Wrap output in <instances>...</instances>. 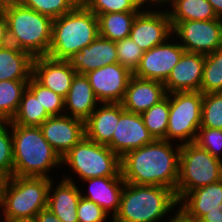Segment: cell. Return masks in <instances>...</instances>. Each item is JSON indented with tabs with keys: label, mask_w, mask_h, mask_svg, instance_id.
<instances>
[{
	"label": "cell",
	"mask_w": 222,
	"mask_h": 222,
	"mask_svg": "<svg viewBox=\"0 0 222 222\" xmlns=\"http://www.w3.org/2000/svg\"><path fill=\"white\" fill-rule=\"evenodd\" d=\"M33 59L28 52L14 45L0 47V81L30 80Z\"/></svg>",
	"instance_id": "obj_25"
},
{
	"label": "cell",
	"mask_w": 222,
	"mask_h": 222,
	"mask_svg": "<svg viewBox=\"0 0 222 222\" xmlns=\"http://www.w3.org/2000/svg\"><path fill=\"white\" fill-rule=\"evenodd\" d=\"M4 180H5V178L0 174V190L2 188Z\"/></svg>",
	"instance_id": "obj_47"
},
{
	"label": "cell",
	"mask_w": 222,
	"mask_h": 222,
	"mask_svg": "<svg viewBox=\"0 0 222 222\" xmlns=\"http://www.w3.org/2000/svg\"><path fill=\"white\" fill-rule=\"evenodd\" d=\"M4 5H5V2L3 0H0V10L3 9Z\"/></svg>",
	"instance_id": "obj_48"
},
{
	"label": "cell",
	"mask_w": 222,
	"mask_h": 222,
	"mask_svg": "<svg viewBox=\"0 0 222 222\" xmlns=\"http://www.w3.org/2000/svg\"><path fill=\"white\" fill-rule=\"evenodd\" d=\"M77 74L86 73L118 63L116 42L98 36L91 44L85 46L68 59Z\"/></svg>",
	"instance_id": "obj_18"
},
{
	"label": "cell",
	"mask_w": 222,
	"mask_h": 222,
	"mask_svg": "<svg viewBox=\"0 0 222 222\" xmlns=\"http://www.w3.org/2000/svg\"><path fill=\"white\" fill-rule=\"evenodd\" d=\"M173 145L168 140L155 139L125 153L120 158L125 183L167 187L176 194L181 145Z\"/></svg>",
	"instance_id": "obj_1"
},
{
	"label": "cell",
	"mask_w": 222,
	"mask_h": 222,
	"mask_svg": "<svg viewBox=\"0 0 222 222\" xmlns=\"http://www.w3.org/2000/svg\"><path fill=\"white\" fill-rule=\"evenodd\" d=\"M100 103H121L133 72L113 63L85 74Z\"/></svg>",
	"instance_id": "obj_12"
},
{
	"label": "cell",
	"mask_w": 222,
	"mask_h": 222,
	"mask_svg": "<svg viewBox=\"0 0 222 222\" xmlns=\"http://www.w3.org/2000/svg\"><path fill=\"white\" fill-rule=\"evenodd\" d=\"M29 80L0 81V120L10 121L18 110Z\"/></svg>",
	"instance_id": "obj_29"
},
{
	"label": "cell",
	"mask_w": 222,
	"mask_h": 222,
	"mask_svg": "<svg viewBox=\"0 0 222 222\" xmlns=\"http://www.w3.org/2000/svg\"><path fill=\"white\" fill-rule=\"evenodd\" d=\"M139 12H114L98 14L99 36L112 41L128 38L136 15Z\"/></svg>",
	"instance_id": "obj_27"
},
{
	"label": "cell",
	"mask_w": 222,
	"mask_h": 222,
	"mask_svg": "<svg viewBox=\"0 0 222 222\" xmlns=\"http://www.w3.org/2000/svg\"><path fill=\"white\" fill-rule=\"evenodd\" d=\"M0 209H1V206H0ZM0 215H1V214H0ZM0 220L3 221V222H5V220H4V219L2 220L1 217H0ZM1 221H0V222H1Z\"/></svg>",
	"instance_id": "obj_51"
},
{
	"label": "cell",
	"mask_w": 222,
	"mask_h": 222,
	"mask_svg": "<svg viewBox=\"0 0 222 222\" xmlns=\"http://www.w3.org/2000/svg\"><path fill=\"white\" fill-rule=\"evenodd\" d=\"M178 206L172 189L125 183L119 210L111 222H162Z\"/></svg>",
	"instance_id": "obj_4"
},
{
	"label": "cell",
	"mask_w": 222,
	"mask_h": 222,
	"mask_svg": "<svg viewBox=\"0 0 222 222\" xmlns=\"http://www.w3.org/2000/svg\"><path fill=\"white\" fill-rule=\"evenodd\" d=\"M45 140L62 158L85 137V124L68 115L50 116L40 126Z\"/></svg>",
	"instance_id": "obj_14"
},
{
	"label": "cell",
	"mask_w": 222,
	"mask_h": 222,
	"mask_svg": "<svg viewBox=\"0 0 222 222\" xmlns=\"http://www.w3.org/2000/svg\"><path fill=\"white\" fill-rule=\"evenodd\" d=\"M154 140L141 115L125 110L120 115L108 147L121 158L128 151L150 144Z\"/></svg>",
	"instance_id": "obj_16"
},
{
	"label": "cell",
	"mask_w": 222,
	"mask_h": 222,
	"mask_svg": "<svg viewBox=\"0 0 222 222\" xmlns=\"http://www.w3.org/2000/svg\"><path fill=\"white\" fill-rule=\"evenodd\" d=\"M118 63L134 72L140 64L144 51L130 37L116 42Z\"/></svg>",
	"instance_id": "obj_37"
},
{
	"label": "cell",
	"mask_w": 222,
	"mask_h": 222,
	"mask_svg": "<svg viewBox=\"0 0 222 222\" xmlns=\"http://www.w3.org/2000/svg\"><path fill=\"white\" fill-rule=\"evenodd\" d=\"M174 216H170L166 222H198L193 217H190L180 206L177 211L174 212Z\"/></svg>",
	"instance_id": "obj_41"
},
{
	"label": "cell",
	"mask_w": 222,
	"mask_h": 222,
	"mask_svg": "<svg viewBox=\"0 0 222 222\" xmlns=\"http://www.w3.org/2000/svg\"><path fill=\"white\" fill-rule=\"evenodd\" d=\"M7 19L9 44L33 58L47 56L52 40L53 19L25 7L19 1L3 7Z\"/></svg>",
	"instance_id": "obj_3"
},
{
	"label": "cell",
	"mask_w": 222,
	"mask_h": 222,
	"mask_svg": "<svg viewBox=\"0 0 222 222\" xmlns=\"http://www.w3.org/2000/svg\"><path fill=\"white\" fill-rule=\"evenodd\" d=\"M10 129V121L0 120V174L5 179L13 176V140Z\"/></svg>",
	"instance_id": "obj_36"
},
{
	"label": "cell",
	"mask_w": 222,
	"mask_h": 222,
	"mask_svg": "<svg viewBox=\"0 0 222 222\" xmlns=\"http://www.w3.org/2000/svg\"><path fill=\"white\" fill-rule=\"evenodd\" d=\"M195 143L207 150L212 156L222 160V129L200 127Z\"/></svg>",
	"instance_id": "obj_38"
},
{
	"label": "cell",
	"mask_w": 222,
	"mask_h": 222,
	"mask_svg": "<svg viewBox=\"0 0 222 222\" xmlns=\"http://www.w3.org/2000/svg\"><path fill=\"white\" fill-rule=\"evenodd\" d=\"M169 113L170 94H167L161 101L140 114L144 125L154 139L166 140Z\"/></svg>",
	"instance_id": "obj_30"
},
{
	"label": "cell",
	"mask_w": 222,
	"mask_h": 222,
	"mask_svg": "<svg viewBox=\"0 0 222 222\" xmlns=\"http://www.w3.org/2000/svg\"><path fill=\"white\" fill-rule=\"evenodd\" d=\"M178 205L197 221L206 213L221 211L222 180L187 193Z\"/></svg>",
	"instance_id": "obj_24"
},
{
	"label": "cell",
	"mask_w": 222,
	"mask_h": 222,
	"mask_svg": "<svg viewBox=\"0 0 222 222\" xmlns=\"http://www.w3.org/2000/svg\"><path fill=\"white\" fill-rule=\"evenodd\" d=\"M9 44L7 19L3 9L0 10V47Z\"/></svg>",
	"instance_id": "obj_40"
},
{
	"label": "cell",
	"mask_w": 222,
	"mask_h": 222,
	"mask_svg": "<svg viewBox=\"0 0 222 222\" xmlns=\"http://www.w3.org/2000/svg\"><path fill=\"white\" fill-rule=\"evenodd\" d=\"M144 4H149V6L152 7V5L156 4V6H158V4H160L162 7L167 4L170 0H142ZM151 3V4H150Z\"/></svg>",
	"instance_id": "obj_45"
},
{
	"label": "cell",
	"mask_w": 222,
	"mask_h": 222,
	"mask_svg": "<svg viewBox=\"0 0 222 222\" xmlns=\"http://www.w3.org/2000/svg\"><path fill=\"white\" fill-rule=\"evenodd\" d=\"M82 4L95 15L114 12H141L142 0H83Z\"/></svg>",
	"instance_id": "obj_32"
},
{
	"label": "cell",
	"mask_w": 222,
	"mask_h": 222,
	"mask_svg": "<svg viewBox=\"0 0 222 222\" xmlns=\"http://www.w3.org/2000/svg\"><path fill=\"white\" fill-rule=\"evenodd\" d=\"M11 130L13 176L51 178L49 171L61 167V157L45 140L41 128L11 123Z\"/></svg>",
	"instance_id": "obj_2"
},
{
	"label": "cell",
	"mask_w": 222,
	"mask_h": 222,
	"mask_svg": "<svg viewBox=\"0 0 222 222\" xmlns=\"http://www.w3.org/2000/svg\"><path fill=\"white\" fill-rule=\"evenodd\" d=\"M222 209V205H221ZM198 222H222V210L221 211H213L208 212L203 215Z\"/></svg>",
	"instance_id": "obj_43"
},
{
	"label": "cell",
	"mask_w": 222,
	"mask_h": 222,
	"mask_svg": "<svg viewBox=\"0 0 222 222\" xmlns=\"http://www.w3.org/2000/svg\"><path fill=\"white\" fill-rule=\"evenodd\" d=\"M6 222H37V219L36 217H23V218L8 220Z\"/></svg>",
	"instance_id": "obj_46"
},
{
	"label": "cell",
	"mask_w": 222,
	"mask_h": 222,
	"mask_svg": "<svg viewBox=\"0 0 222 222\" xmlns=\"http://www.w3.org/2000/svg\"><path fill=\"white\" fill-rule=\"evenodd\" d=\"M125 111L121 103H100L84 122L85 137L108 146L117 127L120 115Z\"/></svg>",
	"instance_id": "obj_21"
},
{
	"label": "cell",
	"mask_w": 222,
	"mask_h": 222,
	"mask_svg": "<svg viewBox=\"0 0 222 222\" xmlns=\"http://www.w3.org/2000/svg\"><path fill=\"white\" fill-rule=\"evenodd\" d=\"M37 222H62L53 212L48 208L41 210L36 215Z\"/></svg>",
	"instance_id": "obj_42"
},
{
	"label": "cell",
	"mask_w": 222,
	"mask_h": 222,
	"mask_svg": "<svg viewBox=\"0 0 222 222\" xmlns=\"http://www.w3.org/2000/svg\"><path fill=\"white\" fill-rule=\"evenodd\" d=\"M200 127L222 129V92L203 94Z\"/></svg>",
	"instance_id": "obj_33"
},
{
	"label": "cell",
	"mask_w": 222,
	"mask_h": 222,
	"mask_svg": "<svg viewBox=\"0 0 222 222\" xmlns=\"http://www.w3.org/2000/svg\"><path fill=\"white\" fill-rule=\"evenodd\" d=\"M109 214L93 201L80 198L77 206L78 222H106Z\"/></svg>",
	"instance_id": "obj_39"
},
{
	"label": "cell",
	"mask_w": 222,
	"mask_h": 222,
	"mask_svg": "<svg viewBox=\"0 0 222 222\" xmlns=\"http://www.w3.org/2000/svg\"><path fill=\"white\" fill-rule=\"evenodd\" d=\"M205 55L185 51L163 83L166 93L199 91L203 78Z\"/></svg>",
	"instance_id": "obj_17"
},
{
	"label": "cell",
	"mask_w": 222,
	"mask_h": 222,
	"mask_svg": "<svg viewBox=\"0 0 222 222\" xmlns=\"http://www.w3.org/2000/svg\"><path fill=\"white\" fill-rule=\"evenodd\" d=\"M203 94L199 91L170 93L166 140L180 145L195 142L201 124Z\"/></svg>",
	"instance_id": "obj_9"
},
{
	"label": "cell",
	"mask_w": 222,
	"mask_h": 222,
	"mask_svg": "<svg viewBox=\"0 0 222 222\" xmlns=\"http://www.w3.org/2000/svg\"><path fill=\"white\" fill-rule=\"evenodd\" d=\"M200 92H222V48L205 55Z\"/></svg>",
	"instance_id": "obj_31"
},
{
	"label": "cell",
	"mask_w": 222,
	"mask_h": 222,
	"mask_svg": "<svg viewBox=\"0 0 222 222\" xmlns=\"http://www.w3.org/2000/svg\"><path fill=\"white\" fill-rule=\"evenodd\" d=\"M98 105L100 102L94 95L88 78L76 74L64 99V114L85 122Z\"/></svg>",
	"instance_id": "obj_23"
},
{
	"label": "cell",
	"mask_w": 222,
	"mask_h": 222,
	"mask_svg": "<svg viewBox=\"0 0 222 222\" xmlns=\"http://www.w3.org/2000/svg\"><path fill=\"white\" fill-rule=\"evenodd\" d=\"M79 4H82L83 0H76Z\"/></svg>",
	"instance_id": "obj_50"
},
{
	"label": "cell",
	"mask_w": 222,
	"mask_h": 222,
	"mask_svg": "<svg viewBox=\"0 0 222 222\" xmlns=\"http://www.w3.org/2000/svg\"><path fill=\"white\" fill-rule=\"evenodd\" d=\"M52 178L11 176L0 190V206L6 221L36 217L47 208L48 191Z\"/></svg>",
	"instance_id": "obj_6"
},
{
	"label": "cell",
	"mask_w": 222,
	"mask_h": 222,
	"mask_svg": "<svg viewBox=\"0 0 222 222\" xmlns=\"http://www.w3.org/2000/svg\"><path fill=\"white\" fill-rule=\"evenodd\" d=\"M144 9L136 15L129 37L145 52L175 36L166 9Z\"/></svg>",
	"instance_id": "obj_11"
},
{
	"label": "cell",
	"mask_w": 222,
	"mask_h": 222,
	"mask_svg": "<svg viewBox=\"0 0 222 222\" xmlns=\"http://www.w3.org/2000/svg\"><path fill=\"white\" fill-rule=\"evenodd\" d=\"M166 9L172 29L181 21L218 19L208 0H170Z\"/></svg>",
	"instance_id": "obj_26"
},
{
	"label": "cell",
	"mask_w": 222,
	"mask_h": 222,
	"mask_svg": "<svg viewBox=\"0 0 222 222\" xmlns=\"http://www.w3.org/2000/svg\"><path fill=\"white\" fill-rule=\"evenodd\" d=\"M185 51L203 55L222 48V18L181 21L173 29Z\"/></svg>",
	"instance_id": "obj_10"
},
{
	"label": "cell",
	"mask_w": 222,
	"mask_h": 222,
	"mask_svg": "<svg viewBox=\"0 0 222 222\" xmlns=\"http://www.w3.org/2000/svg\"><path fill=\"white\" fill-rule=\"evenodd\" d=\"M77 72L68 60H56L49 56L35 57L32 63V77L45 88L66 98Z\"/></svg>",
	"instance_id": "obj_15"
},
{
	"label": "cell",
	"mask_w": 222,
	"mask_h": 222,
	"mask_svg": "<svg viewBox=\"0 0 222 222\" xmlns=\"http://www.w3.org/2000/svg\"><path fill=\"white\" fill-rule=\"evenodd\" d=\"M27 88L39 99L41 105L51 116L64 115V98L62 96L45 88L33 77L30 78Z\"/></svg>",
	"instance_id": "obj_34"
},
{
	"label": "cell",
	"mask_w": 222,
	"mask_h": 222,
	"mask_svg": "<svg viewBox=\"0 0 222 222\" xmlns=\"http://www.w3.org/2000/svg\"><path fill=\"white\" fill-rule=\"evenodd\" d=\"M222 180V160L212 156L195 142L180 147L178 202L189 192Z\"/></svg>",
	"instance_id": "obj_7"
},
{
	"label": "cell",
	"mask_w": 222,
	"mask_h": 222,
	"mask_svg": "<svg viewBox=\"0 0 222 222\" xmlns=\"http://www.w3.org/2000/svg\"><path fill=\"white\" fill-rule=\"evenodd\" d=\"M60 181L54 186L55 183L51 179L47 208L62 222H78L77 206L82 190H79L74 178L66 176Z\"/></svg>",
	"instance_id": "obj_20"
},
{
	"label": "cell",
	"mask_w": 222,
	"mask_h": 222,
	"mask_svg": "<svg viewBox=\"0 0 222 222\" xmlns=\"http://www.w3.org/2000/svg\"><path fill=\"white\" fill-rule=\"evenodd\" d=\"M89 185V192H81V197L93 201L114 217L120 207L121 194L125 185L122 177H97L83 180ZM83 193V194H82ZM113 210V211H112ZM112 211V212H111Z\"/></svg>",
	"instance_id": "obj_22"
},
{
	"label": "cell",
	"mask_w": 222,
	"mask_h": 222,
	"mask_svg": "<svg viewBox=\"0 0 222 222\" xmlns=\"http://www.w3.org/2000/svg\"><path fill=\"white\" fill-rule=\"evenodd\" d=\"M99 36L97 16L83 4L53 19L52 40L47 56L68 60Z\"/></svg>",
	"instance_id": "obj_5"
},
{
	"label": "cell",
	"mask_w": 222,
	"mask_h": 222,
	"mask_svg": "<svg viewBox=\"0 0 222 222\" xmlns=\"http://www.w3.org/2000/svg\"><path fill=\"white\" fill-rule=\"evenodd\" d=\"M218 18H222V0H208Z\"/></svg>",
	"instance_id": "obj_44"
},
{
	"label": "cell",
	"mask_w": 222,
	"mask_h": 222,
	"mask_svg": "<svg viewBox=\"0 0 222 222\" xmlns=\"http://www.w3.org/2000/svg\"><path fill=\"white\" fill-rule=\"evenodd\" d=\"M61 164H68L82 181L97 177H122L120 157L108 146L86 137L61 158Z\"/></svg>",
	"instance_id": "obj_8"
},
{
	"label": "cell",
	"mask_w": 222,
	"mask_h": 222,
	"mask_svg": "<svg viewBox=\"0 0 222 222\" xmlns=\"http://www.w3.org/2000/svg\"><path fill=\"white\" fill-rule=\"evenodd\" d=\"M168 41L145 51L133 75L164 83L185 52L179 44L180 41L175 43L174 41L170 43L169 39Z\"/></svg>",
	"instance_id": "obj_13"
},
{
	"label": "cell",
	"mask_w": 222,
	"mask_h": 222,
	"mask_svg": "<svg viewBox=\"0 0 222 222\" xmlns=\"http://www.w3.org/2000/svg\"><path fill=\"white\" fill-rule=\"evenodd\" d=\"M5 3H7V2H17V1H19V0H3Z\"/></svg>",
	"instance_id": "obj_49"
},
{
	"label": "cell",
	"mask_w": 222,
	"mask_h": 222,
	"mask_svg": "<svg viewBox=\"0 0 222 222\" xmlns=\"http://www.w3.org/2000/svg\"><path fill=\"white\" fill-rule=\"evenodd\" d=\"M167 95L163 82L132 76L121 102L129 112L142 114Z\"/></svg>",
	"instance_id": "obj_19"
},
{
	"label": "cell",
	"mask_w": 222,
	"mask_h": 222,
	"mask_svg": "<svg viewBox=\"0 0 222 222\" xmlns=\"http://www.w3.org/2000/svg\"><path fill=\"white\" fill-rule=\"evenodd\" d=\"M19 2L52 19L70 12L79 4L76 0H19Z\"/></svg>",
	"instance_id": "obj_35"
},
{
	"label": "cell",
	"mask_w": 222,
	"mask_h": 222,
	"mask_svg": "<svg viewBox=\"0 0 222 222\" xmlns=\"http://www.w3.org/2000/svg\"><path fill=\"white\" fill-rule=\"evenodd\" d=\"M50 116L39 102V99L26 88L22 94L18 110L10 122L21 126L39 127Z\"/></svg>",
	"instance_id": "obj_28"
}]
</instances>
